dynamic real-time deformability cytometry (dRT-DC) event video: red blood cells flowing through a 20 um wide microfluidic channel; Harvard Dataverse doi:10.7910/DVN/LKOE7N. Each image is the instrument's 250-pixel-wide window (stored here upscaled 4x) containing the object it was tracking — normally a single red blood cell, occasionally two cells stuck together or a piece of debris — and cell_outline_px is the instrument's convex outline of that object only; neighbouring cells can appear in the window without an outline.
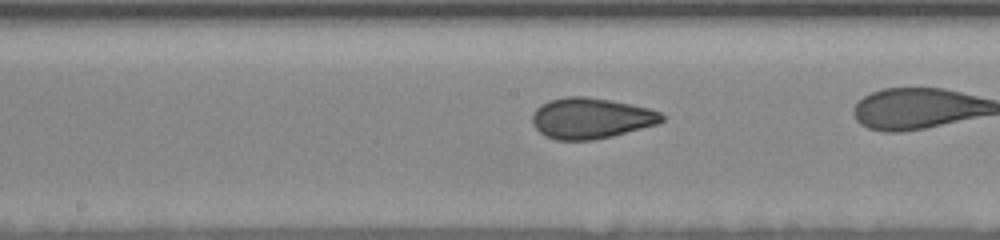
{"species": "human", "species_latin": "Homo sapiens", "temperature_condition": "room temperature", "stored_images_in_passage": 36, "camera_frame_rate_fps": 3000, "um_per_image_px": 0.085, "donor": {"sex": "female"}, "frame": {"image": 1, "passage_image": 21, "time_ms": 6.667, "image_size_px": [1000, 240], "cell_outline_px": [[664, 120], [656, 124], [612, 136], [592, 140], [556, 140], [544, 136], [532, 124], [532, 112], [540, 104], [548, 100], [564, 96], [584, 96], [612, 100], [632, 104], [648, 108], [660, 112], [664, 116]], "centroid_in_image_um": [50.18, 10.04], "position_along_channel_um": 198.0, "area_um2": 30.98}}
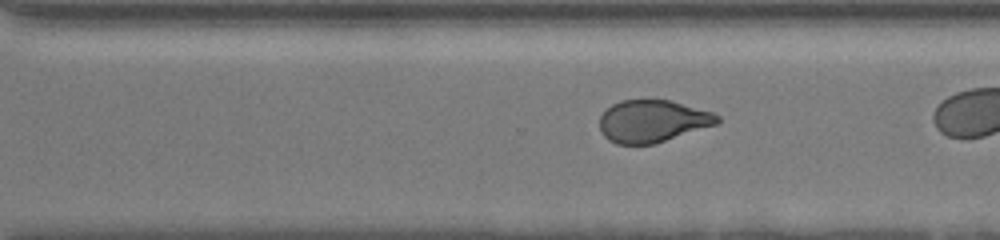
{"frame": {"image": 2, "passage_image": 31, "time_ms": 10.0, "image_size_px": [1000, 240], "cell_outline_px": [[720, 120], [716, 124], [652, 144], [616, 144], [608, 140], [600, 132], [600, 116], [612, 104], [620, 100], [672, 100], [712, 112], [720, 116]], "centroid_in_image_um": [55.44, 10.29], "position_along_channel_um": 315.2, "area_um2": 28.78}}